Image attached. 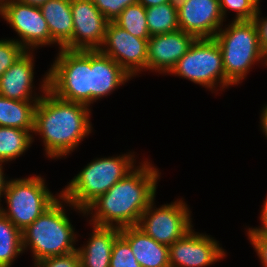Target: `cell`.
<instances>
[{
	"instance_id": "cell-1",
	"label": "cell",
	"mask_w": 267,
	"mask_h": 267,
	"mask_svg": "<svg viewBox=\"0 0 267 267\" xmlns=\"http://www.w3.org/2000/svg\"><path fill=\"white\" fill-rule=\"evenodd\" d=\"M100 195L84 211L89 224L119 229L137 226L142 213L156 198L161 172L148 159Z\"/></svg>"
},
{
	"instance_id": "cell-2",
	"label": "cell",
	"mask_w": 267,
	"mask_h": 267,
	"mask_svg": "<svg viewBox=\"0 0 267 267\" xmlns=\"http://www.w3.org/2000/svg\"><path fill=\"white\" fill-rule=\"evenodd\" d=\"M91 108L58 98L47 90L35 108L34 135L42 138L45 155L61 159L91 134Z\"/></svg>"
},
{
	"instance_id": "cell-3",
	"label": "cell",
	"mask_w": 267,
	"mask_h": 267,
	"mask_svg": "<svg viewBox=\"0 0 267 267\" xmlns=\"http://www.w3.org/2000/svg\"><path fill=\"white\" fill-rule=\"evenodd\" d=\"M67 206L86 216L84 210L76 208L60 195L45 212L22 231L23 251L30 250L33 262L77 251L75 244L78 235L65 212Z\"/></svg>"
},
{
	"instance_id": "cell-4",
	"label": "cell",
	"mask_w": 267,
	"mask_h": 267,
	"mask_svg": "<svg viewBox=\"0 0 267 267\" xmlns=\"http://www.w3.org/2000/svg\"><path fill=\"white\" fill-rule=\"evenodd\" d=\"M134 153L93 159L68 182L60 195L76 208L85 210L136 167Z\"/></svg>"
},
{
	"instance_id": "cell-5",
	"label": "cell",
	"mask_w": 267,
	"mask_h": 267,
	"mask_svg": "<svg viewBox=\"0 0 267 267\" xmlns=\"http://www.w3.org/2000/svg\"><path fill=\"white\" fill-rule=\"evenodd\" d=\"M230 22L219 29L214 39L222 51L226 79L238 86L251 67L260 62L267 66V55L261 48L254 20Z\"/></svg>"
},
{
	"instance_id": "cell-6",
	"label": "cell",
	"mask_w": 267,
	"mask_h": 267,
	"mask_svg": "<svg viewBox=\"0 0 267 267\" xmlns=\"http://www.w3.org/2000/svg\"><path fill=\"white\" fill-rule=\"evenodd\" d=\"M58 50L48 69V90L60 99L91 107V50Z\"/></svg>"
},
{
	"instance_id": "cell-7",
	"label": "cell",
	"mask_w": 267,
	"mask_h": 267,
	"mask_svg": "<svg viewBox=\"0 0 267 267\" xmlns=\"http://www.w3.org/2000/svg\"><path fill=\"white\" fill-rule=\"evenodd\" d=\"M44 179L41 175L8 179L1 197L7 207L0 202V212L21 232L60 197V193L53 195Z\"/></svg>"
},
{
	"instance_id": "cell-8",
	"label": "cell",
	"mask_w": 267,
	"mask_h": 267,
	"mask_svg": "<svg viewBox=\"0 0 267 267\" xmlns=\"http://www.w3.org/2000/svg\"><path fill=\"white\" fill-rule=\"evenodd\" d=\"M168 74L199 84L212 93L232 86L226 79L222 51L214 38L196 39Z\"/></svg>"
},
{
	"instance_id": "cell-9",
	"label": "cell",
	"mask_w": 267,
	"mask_h": 267,
	"mask_svg": "<svg viewBox=\"0 0 267 267\" xmlns=\"http://www.w3.org/2000/svg\"><path fill=\"white\" fill-rule=\"evenodd\" d=\"M182 199L157 208L154 198L142 213L137 227L158 243L170 246L194 227L191 210Z\"/></svg>"
},
{
	"instance_id": "cell-10",
	"label": "cell",
	"mask_w": 267,
	"mask_h": 267,
	"mask_svg": "<svg viewBox=\"0 0 267 267\" xmlns=\"http://www.w3.org/2000/svg\"><path fill=\"white\" fill-rule=\"evenodd\" d=\"M0 17L17 33L20 38L14 40L26 51L56 44L51 39L48 24L39 6L24 4L18 0H8L0 8Z\"/></svg>"
},
{
	"instance_id": "cell-11",
	"label": "cell",
	"mask_w": 267,
	"mask_h": 267,
	"mask_svg": "<svg viewBox=\"0 0 267 267\" xmlns=\"http://www.w3.org/2000/svg\"><path fill=\"white\" fill-rule=\"evenodd\" d=\"M148 39L135 37L114 21H110L104 43L99 50L133 78L142 74L141 71L147 72Z\"/></svg>"
},
{
	"instance_id": "cell-12",
	"label": "cell",
	"mask_w": 267,
	"mask_h": 267,
	"mask_svg": "<svg viewBox=\"0 0 267 267\" xmlns=\"http://www.w3.org/2000/svg\"><path fill=\"white\" fill-rule=\"evenodd\" d=\"M219 241L192 228L169 246L170 267H207L226 257Z\"/></svg>"
},
{
	"instance_id": "cell-13",
	"label": "cell",
	"mask_w": 267,
	"mask_h": 267,
	"mask_svg": "<svg viewBox=\"0 0 267 267\" xmlns=\"http://www.w3.org/2000/svg\"><path fill=\"white\" fill-rule=\"evenodd\" d=\"M33 51H25L0 77V95L19 101H39L48 90V71L35 92Z\"/></svg>"
},
{
	"instance_id": "cell-14",
	"label": "cell",
	"mask_w": 267,
	"mask_h": 267,
	"mask_svg": "<svg viewBox=\"0 0 267 267\" xmlns=\"http://www.w3.org/2000/svg\"><path fill=\"white\" fill-rule=\"evenodd\" d=\"M72 50H99L109 21L91 0H71Z\"/></svg>"
},
{
	"instance_id": "cell-15",
	"label": "cell",
	"mask_w": 267,
	"mask_h": 267,
	"mask_svg": "<svg viewBox=\"0 0 267 267\" xmlns=\"http://www.w3.org/2000/svg\"><path fill=\"white\" fill-rule=\"evenodd\" d=\"M179 29L198 38H214L225 22L219 0H187L177 11Z\"/></svg>"
},
{
	"instance_id": "cell-16",
	"label": "cell",
	"mask_w": 267,
	"mask_h": 267,
	"mask_svg": "<svg viewBox=\"0 0 267 267\" xmlns=\"http://www.w3.org/2000/svg\"><path fill=\"white\" fill-rule=\"evenodd\" d=\"M197 38L182 30L148 39L147 70L168 74Z\"/></svg>"
},
{
	"instance_id": "cell-17",
	"label": "cell",
	"mask_w": 267,
	"mask_h": 267,
	"mask_svg": "<svg viewBox=\"0 0 267 267\" xmlns=\"http://www.w3.org/2000/svg\"><path fill=\"white\" fill-rule=\"evenodd\" d=\"M132 77L100 50H91V104L112 94Z\"/></svg>"
},
{
	"instance_id": "cell-18",
	"label": "cell",
	"mask_w": 267,
	"mask_h": 267,
	"mask_svg": "<svg viewBox=\"0 0 267 267\" xmlns=\"http://www.w3.org/2000/svg\"><path fill=\"white\" fill-rule=\"evenodd\" d=\"M120 236L130 245L141 267H170L169 246L158 243L137 226L121 228Z\"/></svg>"
},
{
	"instance_id": "cell-19",
	"label": "cell",
	"mask_w": 267,
	"mask_h": 267,
	"mask_svg": "<svg viewBox=\"0 0 267 267\" xmlns=\"http://www.w3.org/2000/svg\"><path fill=\"white\" fill-rule=\"evenodd\" d=\"M92 228L87 244L77 248L81 267H110L112 247L120 229L95 225Z\"/></svg>"
},
{
	"instance_id": "cell-20",
	"label": "cell",
	"mask_w": 267,
	"mask_h": 267,
	"mask_svg": "<svg viewBox=\"0 0 267 267\" xmlns=\"http://www.w3.org/2000/svg\"><path fill=\"white\" fill-rule=\"evenodd\" d=\"M58 48L72 50L73 17L71 0H47L39 6Z\"/></svg>"
},
{
	"instance_id": "cell-21",
	"label": "cell",
	"mask_w": 267,
	"mask_h": 267,
	"mask_svg": "<svg viewBox=\"0 0 267 267\" xmlns=\"http://www.w3.org/2000/svg\"><path fill=\"white\" fill-rule=\"evenodd\" d=\"M39 101H19L0 95V126L34 132L35 108Z\"/></svg>"
},
{
	"instance_id": "cell-22",
	"label": "cell",
	"mask_w": 267,
	"mask_h": 267,
	"mask_svg": "<svg viewBox=\"0 0 267 267\" xmlns=\"http://www.w3.org/2000/svg\"><path fill=\"white\" fill-rule=\"evenodd\" d=\"M33 142L34 136L27 130L0 126V161L6 164L16 160Z\"/></svg>"
},
{
	"instance_id": "cell-23",
	"label": "cell",
	"mask_w": 267,
	"mask_h": 267,
	"mask_svg": "<svg viewBox=\"0 0 267 267\" xmlns=\"http://www.w3.org/2000/svg\"><path fill=\"white\" fill-rule=\"evenodd\" d=\"M23 252L22 232L0 212V267H11Z\"/></svg>"
},
{
	"instance_id": "cell-24",
	"label": "cell",
	"mask_w": 267,
	"mask_h": 267,
	"mask_svg": "<svg viewBox=\"0 0 267 267\" xmlns=\"http://www.w3.org/2000/svg\"><path fill=\"white\" fill-rule=\"evenodd\" d=\"M146 19L150 36L179 30L177 11L170 3L146 8Z\"/></svg>"
},
{
	"instance_id": "cell-25",
	"label": "cell",
	"mask_w": 267,
	"mask_h": 267,
	"mask_svg": "<svg viewBox=\"0 0 267 267\" xmlns=\"http://www.w3.org/2000/svg\"><path fill=\"white\" fill-rule=\"evenodd\" d=\"M114 22L138 38H150L146 8L139 2L126 7Z\"/></svg>"
},
{
	"instance_id": "cell-26",
	"label": "cell",
	"mask_w": 267,
	"mask_h": 267,
	"mask_svg": "<svg viewBox=\"0 0 267 267\" xmlns=\"http://www.w3.org/2000/svg\"><path fill=\"white\" fill-rule=\"evenodd\" d=\"M260 0H219L222 17L226 21L227 12L235 11L233 21H250L257 15Z\"/></svg>"
},
{
	"instance_id": "cell-27",
	"label": "cell",
	"mask_w": 267,
	"mask_h": 267,
	"mask_svg": "<svg viewBox=\"0 0 267 267\" xmlns=\"http://www.w3.org/2000/svg\"><path fill=\"white\" fill-rule=\"evenodd\" d=\"M110 267H141L130 245L121 236L113 244Z\"/></svg>"
},
{
	"instance_id": "cell-28",
	"label": "cell",
	"mask_w": 267,
	"mask_h": 267,
	"mask_svg": "<svg viewBox=\"0 0 267 267\" xmlns=\"http://www.w3.org/2000/svg\"><path fill=\"white\" fill-rule=\"evenodd\" d=\"M25 51L14 38L0 40V77Z\"/></svg>"
},
{
	"instance_id": "cell-29",
	"label": "cell",
	"mask_w": 267,
	"mask_h": 267,
	"mask_svg": "<svg viewBox=\"0 0 267 267\" xmlns=\"http://www.w3.org/2000/svg\"><path fill=\"white\" fill-rule=\"evenodd\" d=\"M91 1L109 22L114 21L126 7L138 2V0H91Z\"/></svg>"
},
{
	"instance_id": "cell-30",
	"label": "cell",
	"mask_w": 267,
	"mask_h": 267,
	"mask_svg": "<svg viewBox=\"0 0 267 267\" xmlns=\"http://www.w3.org/2000/svg\"><path fill=\"white\" fill-rule=\"evenodd\" d=\"M32 267H81L77 251L33 262Z\"/></svg>"
},
{
	"instance_id": "cell-31",
	"label": "cell",
	"mask_w": 267,
	"mask_h": 267,
	"mask_svg": "<svg viewBox=\"0 0 267 267\" xmlns=\"http://www.w3.org/2000/svg\"><path fill=\"white\" fill-rule=\"evenodd\" d=\"M262 267H267V234L246 233Z\"/></svg>"
},
{
	"instance_id": "cell-32",
	"label": "cell",
	"mask_w": 267,
	"mask_h": 267,
	"mask_svg": "<svg viewBox=\"0 0 267 267\" xmlns=\"http://www.w3.org/2000/svg\"><path fill=\"white\" fill-rule=\"evenodd\" d=\"M260 7L258 9L257 15L254 17V22L256 23L258 34H259V41L262 50L267 55V16L263 17Z\"/></svg>"
},
{
	"instance_id": "cell-33",
	"label": "cell",
	"mask_w": 267,
	"mask_h": 267,
	"mask_svg": "<svg viewBox=\"0 0 267 267\" xmlns=\"http://www.w3.org/2000/svg\"><path fill=\"white\" fill-rule=\"evenodd\" d=\"M261 214L259 219L261 220V225L258 227H250L246 231L247 233H259V234H267V196L265 201L263 202V206L261 207Z\"/></svg>"
},
{
	"instance_id": "cell-34",
	"label": "cell",
	"mask_w": 267,
	"mask_h": 267,
	"mask_svg": "<svg viewBox=\"0 0 267 267\" xmlns=\"http://www.w3.org/2000/svg\"><path fill=\"white\" fill-rule=\"evenodd\" d=\"M262 112L260 116V126H261V132H263V135L267 138V104L264 105V107L261 109Z\"/></svg>"
},
{
	"instance_id": "cell-35",
	"label": "cell",
	"mask_w": 267,
	"mask_h": 267,
	"mask_svg": "<svg viewBox=\"0 0 267 267\" xmlns=\"http://www.w3.org/2000/svg\"><path fill=\"white\" fill-rule=\"evenodd\" d=\"M3 162L0 161V202H2L1 197L4 193V190L6 189L7 183L9 179L8 177L6 178V175L4 174V166H3Z\"/></svg>"
},
{
	"instance_id": "cell-36",
	"label": "cell",
	"mask_w": 267,
	"mask_h": 267,
	"mask_svg": "<svg viewBox=\"0 0 267 267\" xmlns=\"http://www.w3.org/2000/svg\"><path fill=\"white\" fill-rule=\"evenodd\" d=\"M145 8L154 7L161 4L169 3V0H138Z\"/></svg>"
},
{
	"instance_id": "cell-37",
	"label": "cell",
	"mask_w": 267,
	"mask_h": 267,
	"mask_svg": "<svg viewBox=\"0 0 267 267\" xmlns=\"http://www.w3.org/2000/svg\"><path fill=\"white\" fill-rule=\"evenodd\" d=\"M186 1L187 0H169V3L176 11H179L183 7Z\"/></svg>"
},
{
	"instance_id": "cell-38",
	"label": "cell",
	"mask_w": 267,
	"mask_h": 267,
	"mask_svg": "<svg viewBox=\"0 0 267 267\" xmlns=\"http://www.w3.org/2000/svg\"><path fill=\"white\" fill-rule=\"evenodd\" d=\"M18 1L24 4H28V5L41 6L47 0H18Z\"/></svg>"
},
{
	"instance_id": "cell-39",
	"label": "cell",
	"mask_w": 267,
	"mask_h": 267,
	"mask_svg": "<svg viewBox=\"0 0 267 267\" xmlns=\"http://www.w3.org/2000/svg\"><path fill=\"white\" fill-rule=\"evenodd\" d=\"M8 0H0V8L7 2Z\"/></svg>"
}]
</instances>
